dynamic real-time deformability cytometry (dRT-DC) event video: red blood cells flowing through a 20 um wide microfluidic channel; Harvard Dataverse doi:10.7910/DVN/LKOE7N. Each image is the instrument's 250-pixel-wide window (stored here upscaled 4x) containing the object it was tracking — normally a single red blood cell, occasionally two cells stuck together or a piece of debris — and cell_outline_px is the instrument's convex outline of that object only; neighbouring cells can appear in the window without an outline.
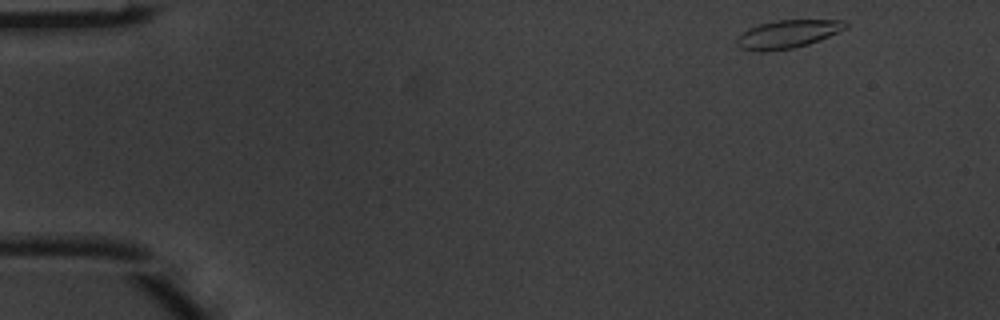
{"species": "common noctule bat (a hibernating species)", "species_latin": "Nyctalus noctula", "temperature_condition": "warm", "stored_images_in_passage": 4, "camera_frame_rate_fps": 3000, "um_per_image_px": 0.085, "animal": {"sex": "male", "body_mass_g": 20.1, "forearm_length_mm": 53.5}, "frame": {"image": 1, "passage_image": 1, "time_ms": 0.0, "image_size_px": [1000, 320], "cell_outline_px": [[848, 24], [844, 28], [828, 36], [808, 44], [792, 48], [764, 52], [760, 52], [740, 48], [736, 44], [736, 40], [748, 28], [760, 24], [776, 20], [844, 20]], "centroid_in_image_um": [66.9, 2.9], "position_along_channel_um": 18.1, "area_um2": 17.51}}
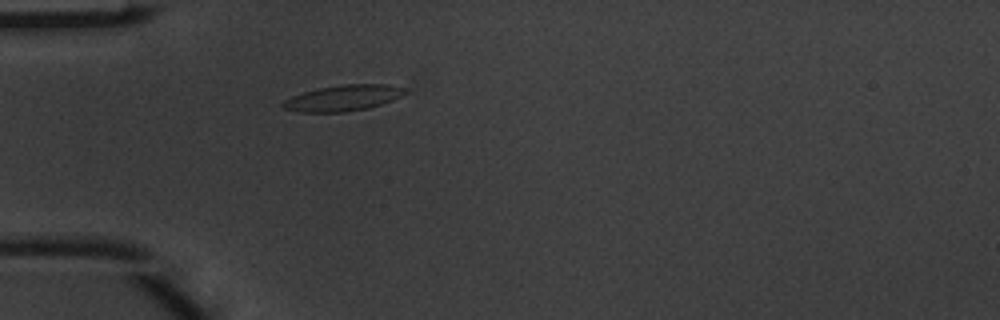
{"frame": {"image": 2, "passage_image": 4, "time_ms": 1.0, "image_size_px": [1000, 320], "cell_outline_px": [[408, 92], [392, 100], [368, 108], [344, 112], [300, 112], [284, 108], [280, 104], [284, 100], [292, 96], [316, 88], [344, 84], [388, 84], [404, 88]], "centroid_in_image_um": [29.15, 8.32], "position_along_channel_um": 55.9, "area_um2": 18.38}}